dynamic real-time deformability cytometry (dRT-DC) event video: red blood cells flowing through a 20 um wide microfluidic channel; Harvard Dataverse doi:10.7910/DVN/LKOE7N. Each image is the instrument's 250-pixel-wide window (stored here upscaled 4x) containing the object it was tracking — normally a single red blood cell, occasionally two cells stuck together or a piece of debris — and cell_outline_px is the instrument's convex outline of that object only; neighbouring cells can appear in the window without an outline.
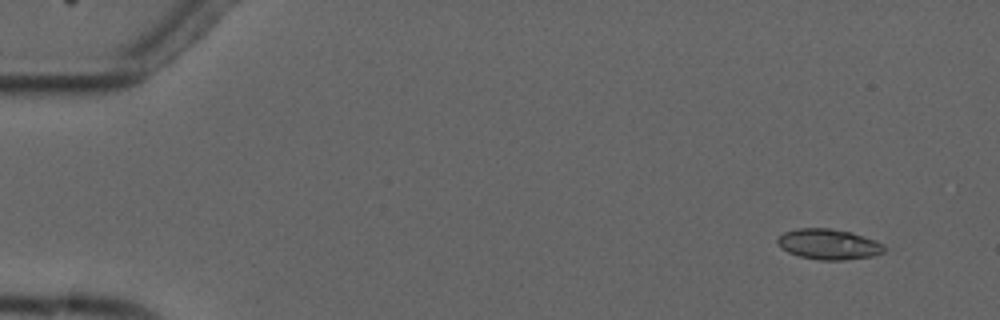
{"species": "common noctule bat (a hibernating species)", "species_latin": "Nyctalus noctula", "temperature_condition": "cold", "stored_images_in_passage": 6, "camera_frame_rate_fps": 3000, "um_per_image_px": 0.085, "animal": {"sex": "male", "forearm_length_mm": 52.5}, "frame": {"image": 1, "passage_image": 2, "time_ms": 1.333, "image_size_px": [1000, 320], "cell_outline_px": [[884, 252], [872, 256], [844, 260], [820, 260], [800, 256], [788, 252], [780, 248], [776, 240], [784, 232], [796, 228], [832, 228], [852, 232], [876, 240], [884, 244]], "centroid_in_image_um": [70.43, 20.75], "position_along_channel_um": 14.6, "area_um2": 19.07}}